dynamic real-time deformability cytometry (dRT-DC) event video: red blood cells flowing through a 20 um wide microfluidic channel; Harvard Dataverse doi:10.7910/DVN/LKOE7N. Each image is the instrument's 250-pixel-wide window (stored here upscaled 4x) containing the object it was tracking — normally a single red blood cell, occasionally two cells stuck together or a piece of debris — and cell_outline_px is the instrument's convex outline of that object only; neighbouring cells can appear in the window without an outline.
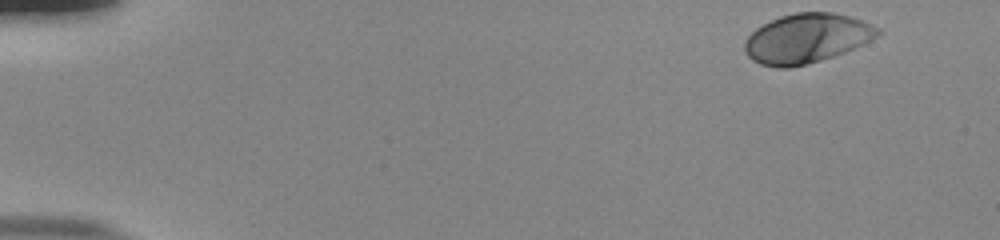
{"species": "human", "species_latin": "Homo sapiens", "temperature_condition": "room temperature", "stored_images_in_passage": 51, "camera_frame_rate_fps": 3000, "um_per_image_px": 0.085, "donor": {"sex": "male"}, "frame": {"image": 1, "passage_image": 1, "time_ms": 0.0, "image_size_px": [1000, 240], "cell_outline_px": [[884, 32], [844, 52], [808, 64], [788, 68], [776, 68], [760, 64], [752, 60], [748, 56], [744, 48], [744, 44], [748, 36], [756, 28], [780, 16], [796, 12], [832, 12], [848, 16], [860, 20], [880, 28]], "centroid_in_image_um": [68.53, 3.26], "position_along_channel_um": 16.5, "area_um2": 37.97}}
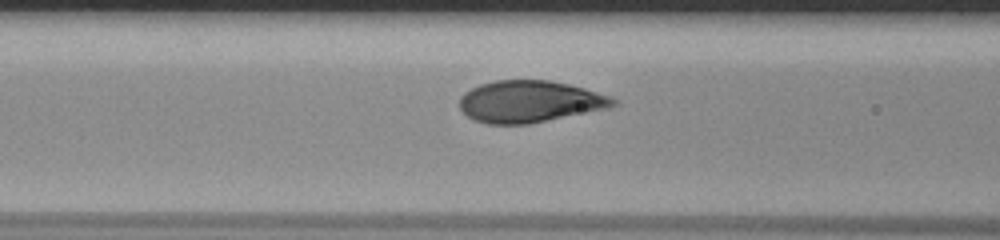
{"frame": {"image": 2, "passage_image": 20, "time_ms": 6.333, "image_size_px": [1000, 240], "cell_outline_px": [[620, 104], [608, 108], [528, 124], [488, 124], [476, 120], [468, 116], [460, 108], [460, 96], [464, 92], [480, 84], [496, 80], [548, 80], [568, 84], [584, 88], [608, 96], [616, 100]], "centroid_in_image_um": [45.01, 8.63], "position_along_channel_um": 121.6, "area_um2": 37.17}}
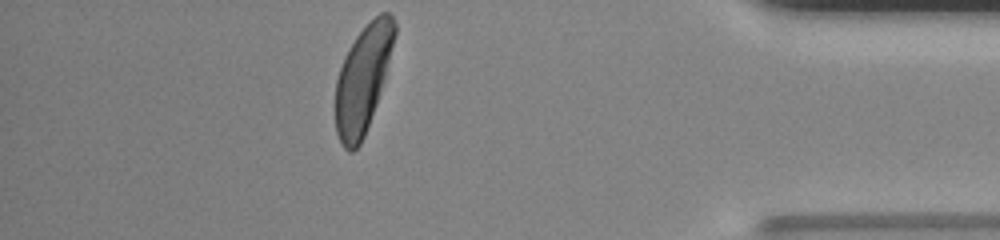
{"frame": {"image": 3, "passage_image": 45, "time_ms": 14.667, "image_size_px": [1000, 240], "cell_outline_px": [[396, 32], [380, 92], [376, 104], [364, 136], [360, 144], [352, 152], [348, 152], [344, 148], [336, 132], [336, 80], [344, 56], [348, 48], [356, 36], [380, 12], [388, 12], [392, 16], [396, 24]], "centroid_in_image_um": [30.83, 6.72], "position_along_channel_um": 404.4, "area_um2": 36.13}, "authors_computed_cell_mechanics": {"area_um2": 37.859, "velocity_mm_per_s": 3.806, "shape_relaxation_time_tau1_ms": 2.7641, "shape_relaxation_time_tau2_ms": null, "deformation_change_tau1": 0.1703, "deformation_change_tau2": null}}